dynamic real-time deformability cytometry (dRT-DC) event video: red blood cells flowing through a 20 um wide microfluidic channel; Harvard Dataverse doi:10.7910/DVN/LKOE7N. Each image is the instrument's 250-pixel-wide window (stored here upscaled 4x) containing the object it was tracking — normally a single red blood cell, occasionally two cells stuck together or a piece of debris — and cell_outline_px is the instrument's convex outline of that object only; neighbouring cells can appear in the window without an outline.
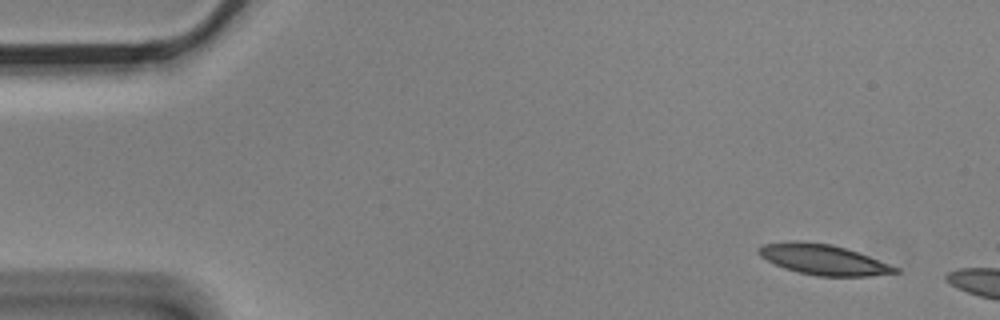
{"species": "Egyptian fruit bat (a non-hibernating species)", "species_latin": "Rousettus aegyptiacus", "temperature_condition": "cold", "stored_images_in_passage": 2, "camera_frame_rate_fps": 3000, "um_per_image_px": 0.085, "animal": {"sex": "male"}, "frame": {"image": 1, "passage_image": 1, "time_ms": 0.0, "image_size_px": [1000, 320], "cell_outline_px": [[900, 272], [868, 276], [816, 276], [784, 268], [760, 256], [756, 252], [756, 248], [764, 244], [792, 240], [796, 240], [832, 244], [868, 256], [900, 268]], "centroid_in_image_um": [69.95, 22.05], "position_along_channel_um": 15.1, "area_um2": 24.04}}